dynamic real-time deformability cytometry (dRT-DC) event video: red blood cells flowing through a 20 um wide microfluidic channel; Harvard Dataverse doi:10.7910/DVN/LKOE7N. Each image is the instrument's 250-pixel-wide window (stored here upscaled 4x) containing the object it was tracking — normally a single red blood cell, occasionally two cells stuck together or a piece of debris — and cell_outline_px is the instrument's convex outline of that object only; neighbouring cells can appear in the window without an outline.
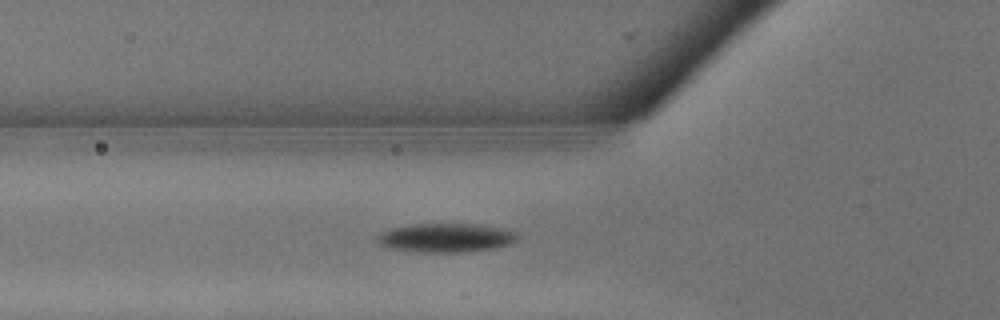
{"species": "common noctule bat (a hibernating species)", "species_latin": "Nyctalus noctula", "temperature_condition": "warm", "stored_images_in_passage": 7, "camera_frame_rate_fps": 3000, "um_per_image_px": 0.085, "animal": {"sex": "male", "body_mass_g": 13.3}, "frame": {"image": 1, "passage_image": 5, "time_ms": 1.333, "image_size_px": [1000, 320], "cell_outline_px": [[516, 240], [508, 244], [492, 248], [460, 252], [424, 252], [392, 248], [380, 244], [376, 240], [376, 236], [380, 232], [392, 228], [412, 224], [480, 224], [504, 228], [516, 232]], "centroid_in_image_um": [37.88, 20.19], "position_along_channel_um": 87.9, "area_um2": 23.35}}
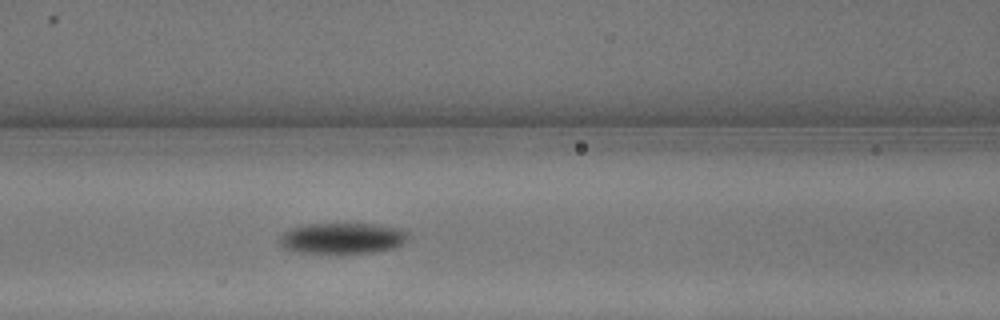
{"frame": {"image": 2, "passage_image": 7, "time_ms": 2.0, "image_size_px": [1000, 320], "cell_outline_px": [[408, 240], [404, 244], [392, 248], [376, 252], [300, 252], [284, 248], [280, 244], [280, 236], [288, 228], [304, 224], [376, 224], [404, 228], [408, 232]], "centroid_in_image_um": [29.15, 20.22], "position_along_channel_um": 137.4, "area_um2": 23.18}}